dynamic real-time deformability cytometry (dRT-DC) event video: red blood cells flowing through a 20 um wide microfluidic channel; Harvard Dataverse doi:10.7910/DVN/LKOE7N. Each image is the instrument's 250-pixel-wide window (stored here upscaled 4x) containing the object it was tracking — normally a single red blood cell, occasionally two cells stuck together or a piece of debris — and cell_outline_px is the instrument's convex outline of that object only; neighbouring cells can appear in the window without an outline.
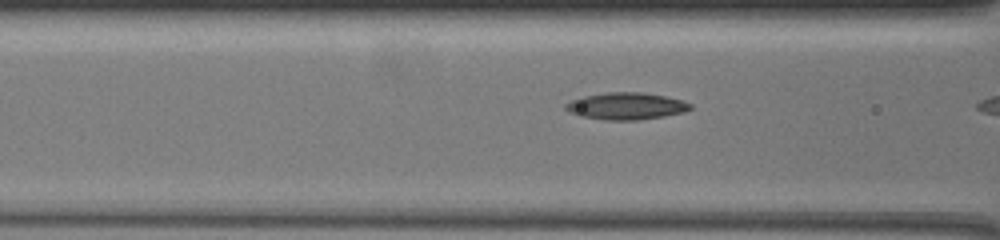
{"species": "common noctule bat (a hibernating species)", "species_latin": "Nyctalus noctula", "temperature_condition": "warm", "stored_images_in_passage": 8, "camera_frame_rate_fps": 3000, "um_per_image_px": 0.085, "animal": {"sex": "female", "body_mass_g": 19.5, "forearm_length_mm": 54.1}, "frame": {"image": 1, "passage_image": 7, "time_ms": 2.0, "image_size_px": [1000, 240], "cell_outline_px": [[692, 108], [684, 112], [664, 116], [640, 120], [604, 120], [580, 116], [564, 108], [564, 104], [572, 100], [584, 96], [604, 92], [644, 92], [664, 96], [680, 100], [692, 104]], "centroid_in_image_um": [53.22, 9.01], "position_along_channel_um": 113.4, "area_um2": 19.59}}